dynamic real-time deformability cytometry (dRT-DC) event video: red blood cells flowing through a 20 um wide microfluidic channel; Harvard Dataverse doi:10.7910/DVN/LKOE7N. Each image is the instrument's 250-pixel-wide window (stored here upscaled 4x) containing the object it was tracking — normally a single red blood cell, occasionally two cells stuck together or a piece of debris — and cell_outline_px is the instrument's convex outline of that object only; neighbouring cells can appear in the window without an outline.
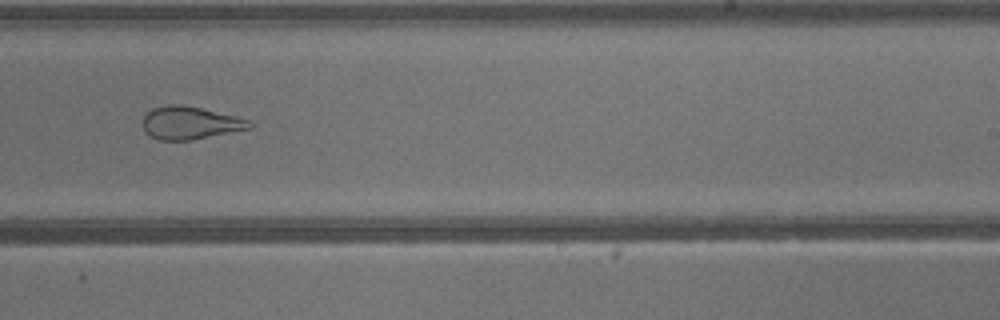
{"species": "common noctule bat (a hibernating species)", "species_latin": "Nyctalus noctula", "temperature_condition": "warm", "stored_images_in_passage": 37, "camera_frame_rate_fps": 3000, "um_per_image_px": 0.085, "animal": {"sex": "male", "body_mass_g": 13.3}, "frame": {"image": 1, "passage_image": 22, "time_ms": 7.0, "image_size_px": [1000, 320], "cell_outline_px": [[252, 128], [192, 140], [160, 140], [144, 132], [144, 116], [152, 108], [168, 104], [176, 104], [200, 108], [236, 116], [252, 120]], "centroid_in_image_um": [16.19, 10.45], "position_along_channel_um": 272.8, "area_um2": 20.29}}